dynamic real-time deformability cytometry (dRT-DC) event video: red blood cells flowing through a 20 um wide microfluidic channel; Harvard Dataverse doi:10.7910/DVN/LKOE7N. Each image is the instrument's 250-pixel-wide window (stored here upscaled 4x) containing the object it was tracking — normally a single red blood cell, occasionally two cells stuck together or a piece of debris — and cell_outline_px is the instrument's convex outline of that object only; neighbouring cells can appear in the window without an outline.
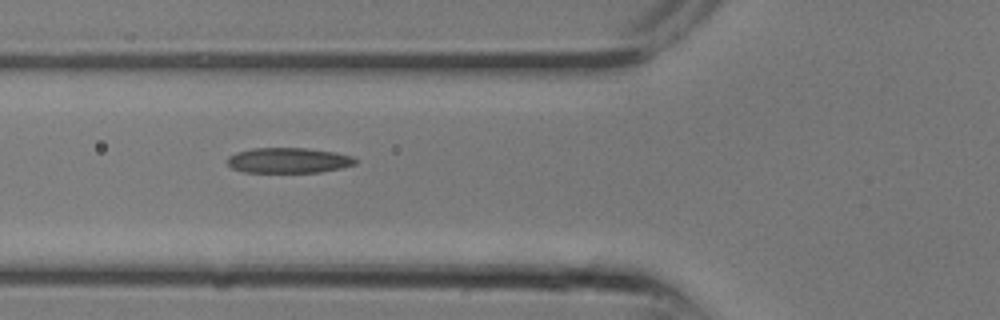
{"species": "common noctule bat (a hibernating species)", "species_latin": "Nyctalus noctula", "temperature_condition": "room temperature", "stored_images_in_passage": 15, "camera_frame_rate_fps": 3000, "um_per_image_px": 0.085, "animal": {"sex": "male", "body_mass_g": 13.3}, "frame": {"image": 1, "passage_image": 6, "time_ms": 1.667, "image_size_px": [1000, 320], "cell_outline_px": [[356, 164], [340, 168], [320, 172], [244, 172], [232, 168], [224, 160], [228, 156], [236, 152], [252, 148], [308, 148], [336, 152], [352, 156], [356, 160]], "centroid_in_image_um": [24.49, 13.62], "position_along_channel_um": 101.3, "area_um2": 19.02}}
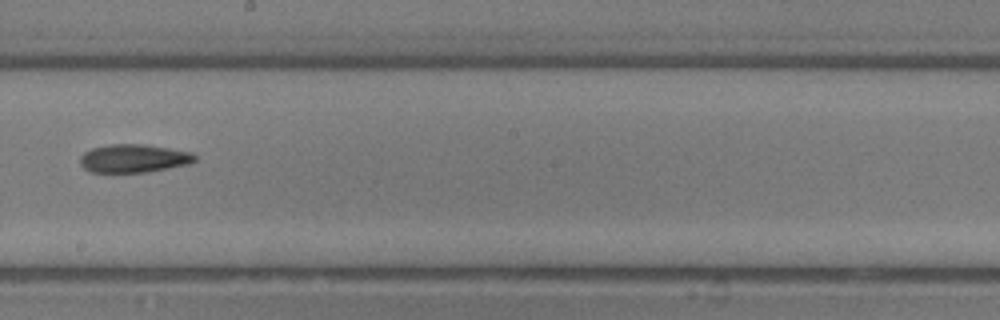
{"frame": {"image": 2, "passage_image": 11, "time_ms": 3.333, "image_size_px": [1000, 320], "cell_outline_px": [[196, 160], [192, 164], [148, 172], [88, 172], [80, 164], [80, 156], [84, 152], [92, 148], [108, 144], [144, 144], [192, 152], [196, 156]], "centroid_in_image_um": [11.38, 13.47], "position_along_channel_um": 236.8, "area_um2": 19.13}}
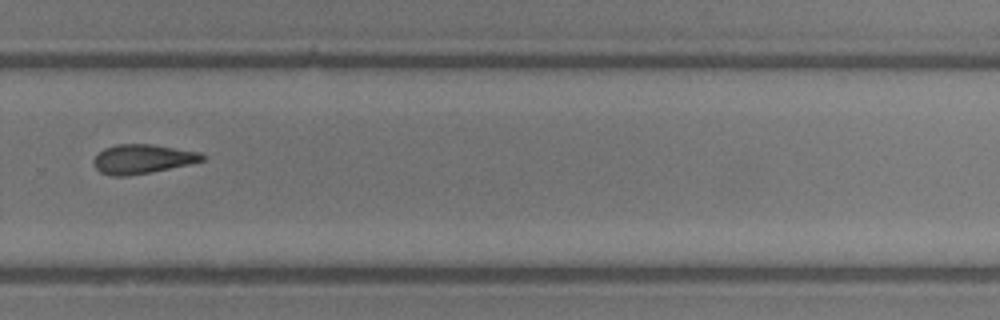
{"frame": {"image": 3, "passage_image": 14, "time_ms": 4.333, "image_size_px": [1000, 320], "cell_outline_px": [[204, 160], [188, 164], [152, 172], [128, 176], [112, 176], [100, 172], [96, 168], [92, 160], [104, 148], [116, 144], [152, 144], [200, 152], [204, 156]], "centroid_in_image_um": [12.08, 13.51], "position_along_channel_um": 317.7, "area_um2": 18.44}}